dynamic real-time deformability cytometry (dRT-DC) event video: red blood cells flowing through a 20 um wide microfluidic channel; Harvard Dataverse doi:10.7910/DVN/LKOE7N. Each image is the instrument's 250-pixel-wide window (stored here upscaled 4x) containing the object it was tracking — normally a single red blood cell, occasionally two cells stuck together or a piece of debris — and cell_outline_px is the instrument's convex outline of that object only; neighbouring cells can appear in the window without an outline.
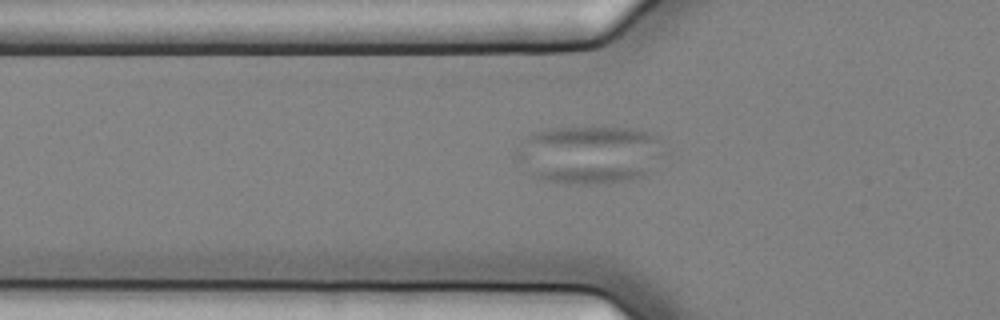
{"species": "common noctule bat (a hibernating species)", "species_latin": "Nyctalus noctula", "temperature_condition": "cold", "stored_images_in_passage": 43, "camera_frame_rate_fps": 3000, "um_per_image_px": 0.085, "animal": {"sex": "female", "body_mass_g": 25.1}, "frame": {"image": 1, "passage_image": 10, "time_ms": 3.0, "image_size_px": [1000, 320], "cell_outline_px": [[664, 152], [640, 176], [628, 180], [596, 184], [584, 184], [544, 180], [536, 176], [512, 160], [512, 156], [516, 148], [532, 132], [556, 128], [632, 128], [656, 136]], "centroid_in_image_um": [49.98, 13.13], "position_along_channel_um": 75.8, "area_um2": 49.3}}
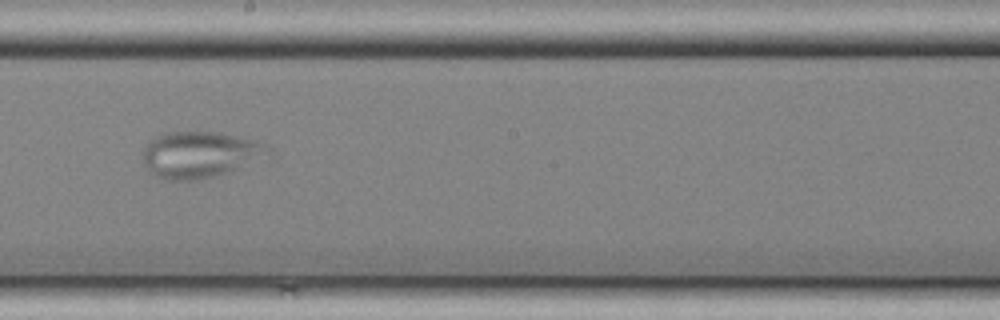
{"frame": {"image": 2, "passage_image": 23, "time_ms": 7.333, "image_size_px": [1000, 320], "cell_outline_px": [[272, 148], [236, 168], [216, 176], [200, 180], [164, 180], [156, 176], [144, 164], [144, 148], [156, 136], [168, 132], [220, 132], [240, 136], [256, 140]], "centroid_in_image_um": [16.9, 13.13], "position_along_channel_um": 231.3, "area_um2": 32.89}}
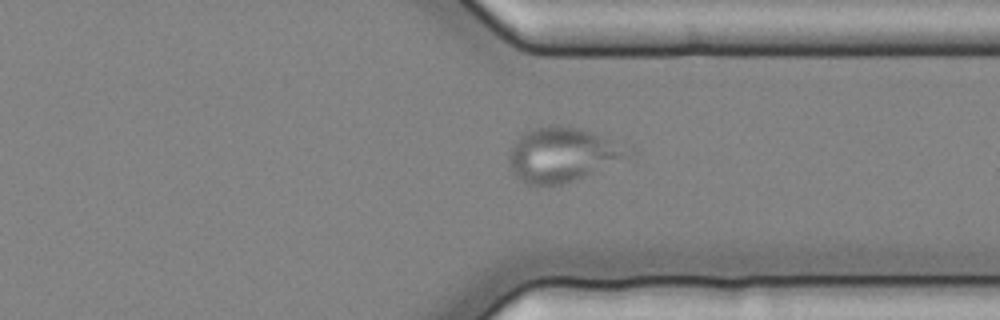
{"frame": {"image": 3, "passage_image": 34, "time_ms": 11.0, "image_size_px": [1000, 320], "cell_outline_px": [[636, 160], [560, 184], [524, 184], [512, 172], [508, 164], [508, 156], [516, 140], [524, 132], [532, 128], [548, 124], [560, 124], [580, 128], [592, 132], [636, 148]], "centroid_in_image_um": [47.99, 13.13], "position_along_channel_um": 363.4, "area_um2": 39.36}}